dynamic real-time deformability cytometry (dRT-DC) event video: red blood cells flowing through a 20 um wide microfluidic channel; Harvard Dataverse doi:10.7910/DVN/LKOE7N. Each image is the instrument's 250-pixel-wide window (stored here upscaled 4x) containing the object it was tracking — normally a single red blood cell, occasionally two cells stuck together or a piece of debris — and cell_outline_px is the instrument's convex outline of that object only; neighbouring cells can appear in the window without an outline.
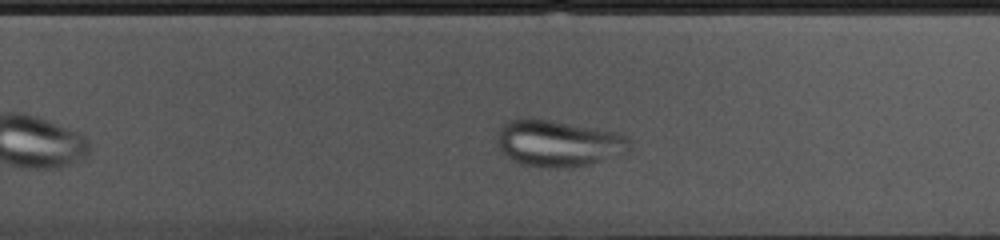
{"species": "common noctule bat (a hibernating species)", "species_latin": "Nyctalus noctula", "temperature_condition": "cold", "stored_images_in_passage": 37, "camera_frame_rate_fps": 3000, "um_per_image_px": 0.085, "animal": {"sex": "female", "body_mass_g": 10.0, "forearm_length_mm": 53.1}, "frame": {"image": 1, "passage_image": 27, "time_ms": 8.667, "image_size_px": [1000, 240], "cell_outline_px": [[632, 148], [628, 152], [588, 164], [548, 168], [520, 164], [500, 152], [496, 144], [496, 132], [508, 120], [548, 120], [616, 132], [628, 136], [632, 140]], "centroid_in_image_um": [47.45, 12.19], "position_along_channel_um": 282.3, "area_um2": 35.55}}